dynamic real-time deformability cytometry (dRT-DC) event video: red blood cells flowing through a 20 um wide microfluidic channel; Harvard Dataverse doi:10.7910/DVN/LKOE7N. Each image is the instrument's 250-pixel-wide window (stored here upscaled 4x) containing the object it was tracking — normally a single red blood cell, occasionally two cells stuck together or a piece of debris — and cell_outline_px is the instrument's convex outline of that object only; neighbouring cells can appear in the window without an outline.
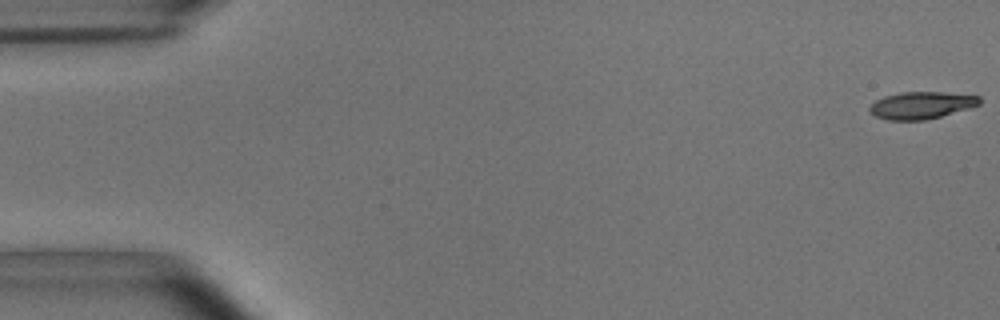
{"species": "common noctule bat (a hibernating species)", "species_latin": "Nyctalus noctula", "temperature_condition": "room temperature", "stored_images_in_passage": 54, "camera_frame_rate_fps": 3000, "um_per_image_px": 0.085, "animal": {"sex": "male", "body_mass_g": 15.6}, "frame": {"image": 1, "passage_image": 1, "time_ms": 0.0, "image_size_px": [1000, 320], "cell_outline_px": [[980, 104], [968, 108], [940, 116], [924, 120], [888, 120], [876, 116], [868, 112], [868, 108], [876, 100], [884, 96], [904, 92], [940, 92], [980, 96]], "centroid_in_image_um": [78.28, 8.95], "position_along_channel_um": 6.7, "area_um2": 17.17}}
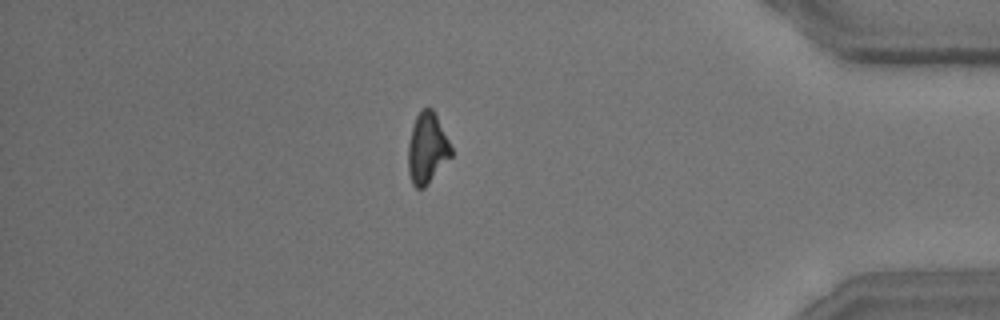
{"frame": {"image": 2, "passage_image": 47, "time_ms": 15.333, "image_size_px": [1000, 320], "cell_outline_px": [[452, 156], [428, 184], [424, 188], [416, 188], [412, 184], [408, 172], [408, 144], [412, 128], [416, 116], [420, 108], [432, 108], [452, 148]], "centroid_in_image_um": [36.29, 12.63], "position_along_channel_um": 398.9, "area_um2": 17.69}}
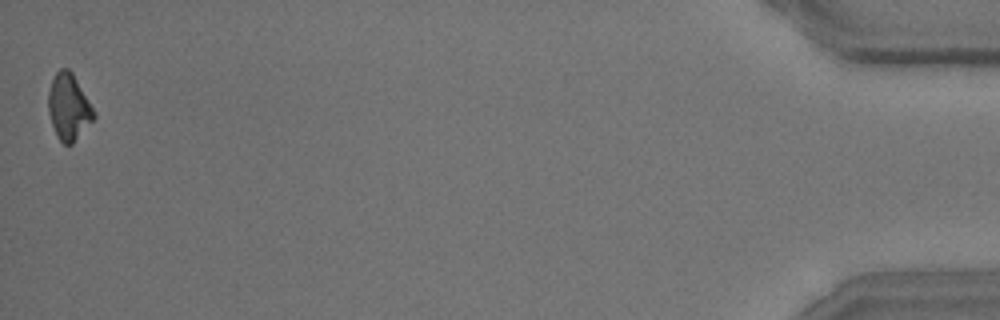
{"frame": {"image": 3, "passage_image": 54, "time_ms": 17.667, "image_size_px": [1000, 320], "cell_outline_px": [[96, 116], [72, 144], [64, 144], [56, 136], [48, 112], [48, 92], [52, 80], [56, 72], [60, 68], [68, 68], [72, 72], [96, 112]], "centroid_in_image_um": [5.83, 9.08], "position_along_channel_um": 429.4, "area_um2": 17.51}, "authors_computed_cell_mechanics": {"area_um2": 18.3804, "velocity_mm_per_s": 3.7001, "shape_relaxation_time_tau1_ms": 8.284, "shape_relaxation_time_tau2_ms": null, "deformation_change_tau1": 0.2052, "deformation_change_tau2": null}}